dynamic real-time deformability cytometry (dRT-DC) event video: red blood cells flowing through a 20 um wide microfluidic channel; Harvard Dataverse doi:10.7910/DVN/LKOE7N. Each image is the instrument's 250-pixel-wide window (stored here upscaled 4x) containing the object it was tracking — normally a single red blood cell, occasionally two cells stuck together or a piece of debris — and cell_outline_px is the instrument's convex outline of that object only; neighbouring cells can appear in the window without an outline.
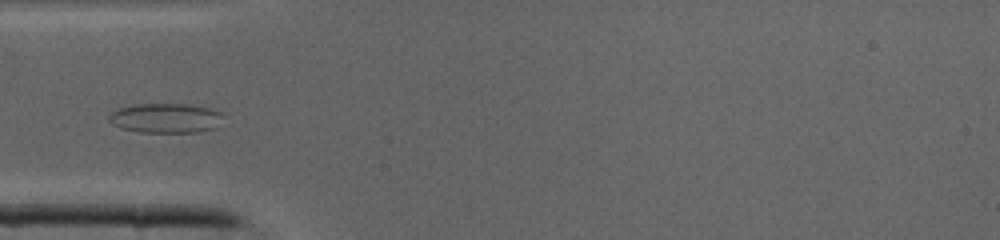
{"species": "common noctule bat (a hibernating species)", "species_latin": "Nyctalus noctula", "temperature_condition": "cold", "stored_images_in_passage": 31, "camera_frame_rate_fps": 3000, "um_per_image_px": 0.085, "animal": {"sex": "male", "body_mass_g": 19.0, "forearm_length_mm": 50.8}, "frame": {"image": 1, "passage_image": 2, "time_ms": 0.333, "image_size_px": [1000, 240], "cell_outline_px": [[220, 116], [216, 128], [200, 132], [140, 132], [120, 128], [112, 124], [108, 120], [108, 116], [112, 112], [120, 108], [136, 104], [188, 104], [208, 108], [220, 112]], "centroid_in_image_um": [14.03, 10.04], "position_along_channel_um": 71.0, "area_um2": 19.54}}
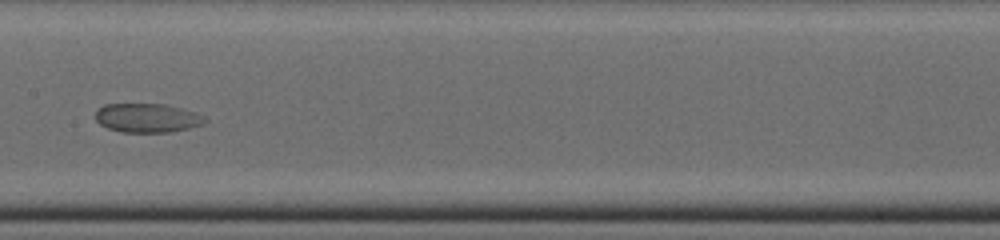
{"frame": {"image": 2, "passage_image": 10, "time_ms": 3.0, "image_size_px": [1000, 240], "cell_outline_px": [[208, 120], [204, 124], [172, 132], [120, 132], [108, 128], [100, 124], [96, 120], [96, 112], [104, 104], [164, 104], [196, 112], [204, 116]], "centroid_in_image_um": [12.54, 10.03], "position_along_channel_um": 194.9, "area_um2": 18.5}}
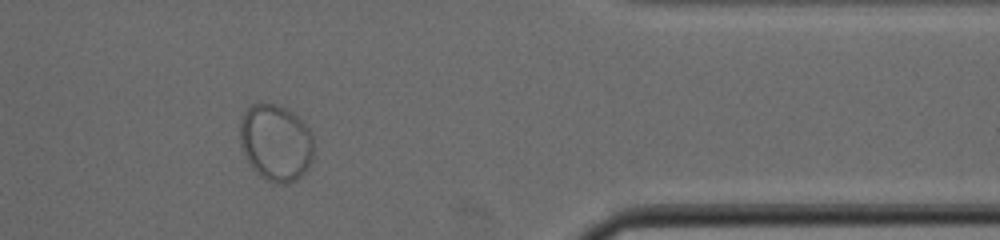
{"frame": {"image": 3, "passage_image": 24, "time_ms": 7.667, "image_size_px": [1000, 240], "cell_outline_px": [[312, 160], [308, 168], [296, 180], [284, 184], [276, 184], [260, 176], [252, 168], [240, 144], [240, 124], [244, 112], [252, 104], [276, 104], [292, 112], [308, 128], [312, 136]], "centroid_in_image_um": [23.43, 12.14], "position_along_channel_um": 388.0, "area_um2": 32.66}}